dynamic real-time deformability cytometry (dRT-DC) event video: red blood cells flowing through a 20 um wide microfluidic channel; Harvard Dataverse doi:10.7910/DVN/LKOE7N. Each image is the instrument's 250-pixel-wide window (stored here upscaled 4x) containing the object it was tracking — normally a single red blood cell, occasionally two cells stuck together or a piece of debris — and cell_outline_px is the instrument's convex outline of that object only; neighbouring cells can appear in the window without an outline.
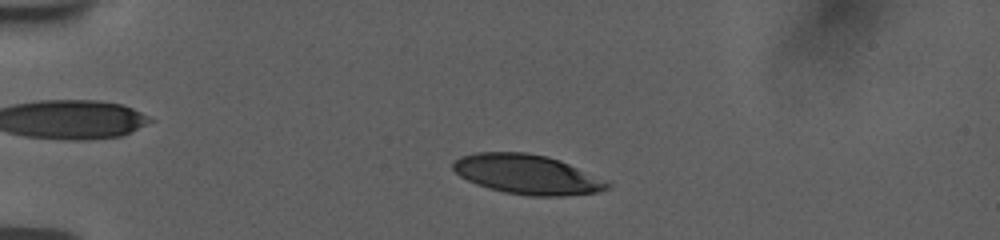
{"species": "human", "species_latin": "Homo sapiens", "temperature_condition": "room temperature", "stored_images_in_passage": 17, "camera_frame_rate_fps": 3000, "um_per_image_px": 0.085, "donor": {"sex": "female"}, "frame": {"image": 1, "passage_image": 6, "time_ms": 2.333, "image_size_px": [1000, 240], "cell_outline_px": [[612, 184], [608, 188], [596, 192], [564, 196], [528, 196], [504, 192], [488, 188], [476, 184], [460, 176], [452, 168], [452, 164], [460, 156], [476, 152], [528, 152], [548, 156], [560, 160], [608, 180]], "centroid_in_image_um": [44.83, 14.82], "position_along_channel_um": 40.2, "area_um2": 35.84}}
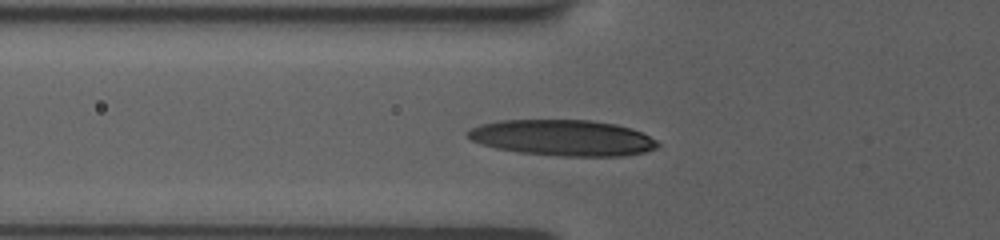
{"frame": {"image": 2, "passage_image": 14, "time_ms": 4.667, "image_size_px": [1000, 240], "cell_outline_px": [[660, 144], [656, 148], [644, 152], [624, 156], [560, 156], [520, 152], [496, 148], [480, 144], [472, 140], [468, 136], [468, 132], [472, 128], [480, 124], [500, 120], [588, 120], [616, 124], [632, 128], [656, 140]], "centroid_in_image_um": [47.84, 11.71], "position_along_channel_um": 78.0, "area_um2": 39.65}}
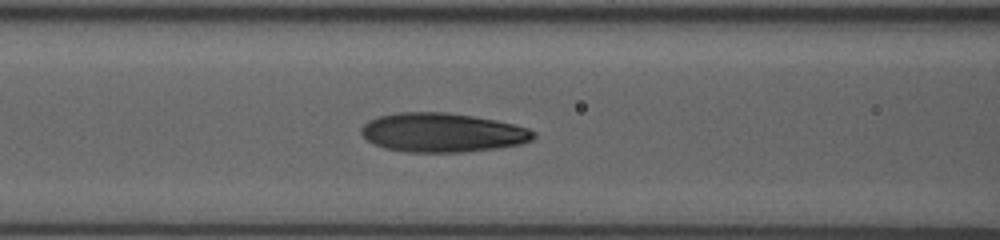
{"frame": {"image": 3, "passage_image": 17, "time_ms": 6.0, "image_size_px": [1000, 240], "cell_outline_px": [[536, 136], [532, 140], [520, 144], [496, 148], [460, 152], [408, 152], [384, 148], [372, 144], [360, 132], [360, 128], [368, 120], [376, 116], [396, 112], [444, 112], [472, 116], [496, 120], [528, 128], [536, 132]], "centroid_in_image_um": [37.56, 11.26], "position_along_channel_um": 129.0, "area_um2": 39.36}}